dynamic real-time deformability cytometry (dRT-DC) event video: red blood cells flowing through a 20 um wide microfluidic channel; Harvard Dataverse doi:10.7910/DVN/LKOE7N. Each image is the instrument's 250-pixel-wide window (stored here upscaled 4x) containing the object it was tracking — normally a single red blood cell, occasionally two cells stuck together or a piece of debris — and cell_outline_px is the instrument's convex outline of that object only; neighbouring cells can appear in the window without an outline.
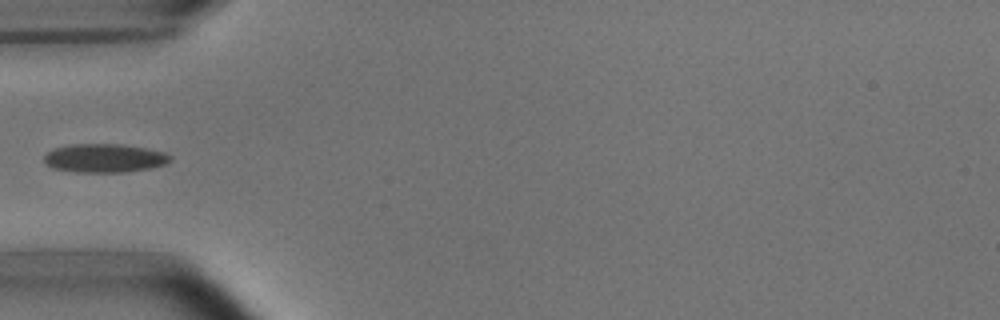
{"species": "common noctule bat (a hibernating species)", "species_latin": "Nyctalus noctula", "temperature_condition": "room temperature", "stored_images_in_passage": 6, "camera_frame_rate_fps": 3000, "um_per_image_px": 0.085, "animal": {"sex": "male", "body_mass_g": 15.6}, "frame": {"image": 1, "passage_image": 5, "time_ms": 5.667, "image_size_px": [1000, 320], "cell_outline_px": [[172, 160], [164, 164], [152, 168], [124, 172], [76, 172], [52, 168], [44, 160], [44, 156], [48, 152], [56, 148], [72, 144], [120, 144], [144, 148], [164, 152], [172, 156]], "centroid_in_image_um": [8.91, 13.44], "position_along_channel_um": 76.1, "area_um2": 20.92}}